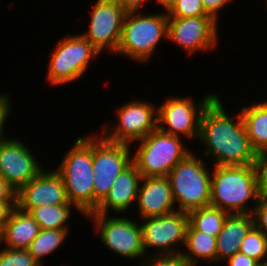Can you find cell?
Instances as JSON below:
<instances>
[{"mask_svg": "<svg viewBox=\"0 0 267 266\" xmlns=\"http://www.w3.org/2000/svg\"><path fill=\"white\" fill-rule=\"evenodd\" d=\"M222 104L217 95L202 112L198 141L206 146L203 154L213 157L211 161L215 166L251 165L256 151L250 143L242 115L237 113L234 120Z\"/></svg>", "mask_w": 267, "mask_h": 266, "instance_id": "obj_1", "label": "cell"}, {"mask_svg": "<svg viewBox=\"0 0 267 266\" xmlns=\"http://www.w3.org/2000/svg\"><path fill=\"white\" fill-rule=\"evenodd\" d=\"M211 174L210 205L229 214H252L259 200L253 164L215 166ZM252 199L250 211L248 202Z\"/></svg>", "mask_w": 267, "mask_h": 266, "instance_id": "obj_2", "label": "cell"}, {"mask_svg": "<svg viewBox=\"0 0 267 266\" xmlns=\"http://www.w3.org/2000/svg\"><path fill=\"white\" fill-rule=\"evenodd\" d=\"M92 164L93 135H87L75 141L56 168L63 178L69 202L85 216L94 212Z\"/></svg>", "mask_w": 267, "mask_h": 266, "instance_id": "obj_3", "label": "cell"}, {"mask_svg": "<svg viewBox=\"0 0 267 266\" xmlns=\"http://www.w3.org/2000/svg\"><path fill=\"white\" fill-rule=\"evenodd\" d=\"M167 30V12L154 15H145L140 11L127 12L116 54L146 62L153 55L161 38L167 39Z\"/></svg>", "mask_w": 267, "mask_h": 266, "instance_id": "obj_4", "label": "cell"}, {"mask_svg": "<svg viewBox=\"0 0 267 266\" xmlns=\"http://www.w3.org/2000/svg\"><path fill=\"white\" fill-rule=\"evenodd\" d=\"M208 170L206 161L193 152L172 168L167 177L174 201L179 204L177 211L188 213L210 205L211 174Z\"/></svg>", "mask_w": 267, "mask_h": 266, "instance_id": "obj_5", "label": "cell"}, {"mask_svg": "<svg viewBox=\"0 0 267 266\" xmlns=\"http://www.w3.org/2000/svg\"><path fill=\"white\" fill-rule=\"evenodd\" d=\"M180 139V136L169 135L156 129L136 141L139 142V147L132 156V162L141 176H168L172 168L190 153Z\"/></svg>", "mask_w": 267, "mask_h": 266, "instance_id": "obj_6", "label": "cell"}, {"mask_svg": "<svg viewBox=\"0 0 267 266\" xmlns=\"http://www.w3.org/2000/svg\"><path fill=\"white\" fill-rule=\"evenodd\" d=\"M101 53L82 35L68 34L50 54L47 78L50 85H64L82 78L91 60Z\"/></svg>", "mask_w": 267, "mask_h": 266, "instance_id": "obj_7", "label": "cell"}, {"mask_svg": "<svg viewBox=\"0 0 267 266\" xmlns=\"http://www.w3.org/2000/svg\"><path fill=\"white\" fill-rule=\"evenodd\" d=\"M93 137L94 211L106 197L115 178L132 163L131 145Z\"/></svg>", "mask_w": 267, "mask_h": 266, "instance_id": "obj_8", "label": "cell"}, {"mask_svg": "<svg viewBox=\"0 0 267 266\" xmlns=\"http://www.w3.org/2000/svg\"><path fill=\"white\" fill-rule=\"evenodd\" d=\"M216 96L207 94L197 105L189 96L167 98L157 107V129L169 135L198 139L202 112Z\"/></svg>", "mask_w": 267, "mask_h": 266, "instance_id": "obj_9", "label": "cell"}, {"mask_svg": "<svg viewBox=\"0 0 267 266\" xmlns=\"http://www.w3.org/2000/svg\"><path fill=\"white\" fill-rule=\"evenodd\" d=\"M86 217L94 221V228L107 249L126 258H148L143 248L141 226L128 216L88 214Z\"/></svg>", "mask_w": 267, "mask_h": 266, "instance_id": "obj_10", "label": "cell"}, {"mask_svg": "<svg viewBox=\"0 0 267 266\" xmlns=\"http://www.w3.org/2000/svg\"><path fill=\"white\" fill-rule=\"evenodd\" d=\"M142 221L144 223H141L140 226L145 253L148 252L146 249L158 248L156 250L159 252L155 251L153 256L181 254L183 250L178 251L175 245H185L189 224L187 212L175 211L167 215L145 218Z\"/></svg>", "mask_w": 267, "mask_h": 266, "instance_id": "obj_11", "label": "cell"}, {"mask_svg": "<svg viewBox=\"0 0 267 266\" xmlns=\"http://www.w3.org/2000/svg\"><path fill=\"white\" fill-rule=\"evenodd\" d=\"M116 126L104 125L101 135L114 143L131 144L157 129V108L154 104L135 100L118 108ZM110 128V129H109Z\"/></svg>", "mask_w": 267, "mask_h": 266, "instance_id": "obj_12", "label": "cell"}, {"mask_svg": "<svg viewBox=\"0 0 267 266\" xmlns=\"http://www.w3.org/2000/svg\"><path fill=\"white\" fill-rule=\"evenodd\" d=\"M89 29L82 35L100 52L117 53L126 11L115 0H96Z\"/></svg>", "mask_w": 267, "mask_h": 266, "instance_id": "obj_13", "label": "cell"}, {"mask_svg": "<svg viewBox=\"0 0 267 266\" xmlns=\"http://www.w3.org/2000/svg\"><path fill=\"white\" fill-rule=\"evenodd\" d=\"M216 23L211 16L168 17L167 40L178 44L188 54L210 51L219 39Z\"/></svg>", "mask_w": 267, "mask_h": 266, "instance_id": "obj_14", "label": "cell"}, {"mask_svg": "<svg viewBox=\"0 0 267 266\" xmlns=\"http://www.w3.org/2000/svg\"><path fill=\"white\" fill-rule=\"evenodd\" d=\"M21 140H0V176L15 190L35 178L44 168Z\"/></svg>", "mask_w": 267, "mask_h": 266, "instance_id": "obj_15", "label": "cell"}, {"mask_svg": "<svg viewBox=\"0 0 267 266\" xmlns=\"http://www.w3.org/2000/svg\"><path fill=\"white\" fill-rule=\"evenodd\" d=\"M63 204L72 203L68 200L63 178L55 169L53 171L43 169L16 193V206L18 208Z\"/></svg>", "mask_w": 267, "mask_h": 266, "instance_id": "obj_16", "label": "cell"}, {"mask_svg": "<svg viewBox=\"0 0 267 266\" xmlns=\"http://www.w3.org/2000/svg\"><path fill=\"white\" fill-rule=\"evenodd\" d=\"M137 194L140 218L158 217L177 211L167 176L142 177ZM141 186V187H140Z\"/></svg>", "mask_w": 267, "mask_h": 266, "instance_id": "obj_17", "label": "cell"}, {"mask_svg": "<svg viewBox=\"0 0 267 266\" xmlns=\"http://www.w3.org/2000/svg\"><path fill=\"white\" fill-rule=\"evenodd\" d=\"M142 176L132 162L116 178L109 193L99 203L97 209L89 214L108 215L109 210L124 213L137 200V194Z\"/></svg>", "mask_w": 267, "mask_h": 266, "instance_id": "obj_18", "label": "cell"}, {"mask_svg": "<svg viewBox=\"0 0 267 266\" xmlns=\"http://www.w3.org/2000/svg\"><path fill=\"white\" fill-rule=\"evenodd\" d=\"M253 227L252 214H229L216 237V262L227 260L239 252L243 239Z\"/></svg>", "mask_w": 267, "mask_h": 266, "instance_id": "obj_19", "label": "cell"}, {"mask_svg": "<svg viewBox=\"0 0 267 266\" xmlns=\"http://www.w3.org/2000/svg\"><path fill=\"white\" fill-rule=\"evenodd\" d=\"M39 224L26 211L15 206L1 231V244L4 242L9 249H28L38 236Z\"/></svg>", "mask_w": 267, "mask_h": 266, "instance_id": "obj_20", "label": "cell"}, {"mask_svg": "<svg viewBox=\"0 0 267 266\" xmlns=\"http://www.w3.org/2000/svg\"><path fill=\"white\" fill-rule=\"evenodd\" d=\"M240 113L253 149H267V102L243 107Z\"/></svg>", "mask_w": 267, "mask_h": 266, "instance_id": "obj_21", "label": "cell"}, {"mask_svg": "<svg viewBox=\"0 0 267 266\" xmlns=\"http://www.w3.org/2000/svg\"><path fill=\"white\" fill-rule=\"evenodd\" d=\"M185 246L186 249L181 252V255L192 266H196L199 259L216 262V237L195 230L190 224H188L186 231Z\"/></svg>", "mask_w": 267, "mask_h": 266, "instance_id": "obj_22", "label": "cell"}, {"mask_svg": "<svg viewBox=\"0 0 267 266\" xmlns=\"http://www.w3.org/2000/svg\"><path fill=\"white\" fill-rule=\"evenodd\" d=\"M73 204L40 206L37 208H19L28 212L39 224L40 229L68 230V220ZM67 223V224H66Z\"/></svg>", "mask_w": 267, "mask_h": 266, "instance_id": "obj_23", "label": "cell"}, {"mask_svg": "<svg viewBox=\"0 0 267 266\" xmlns=\"http://www.w3.org/2000/svg\"><path fill=\"white\" fill-rule=\"evenodd\" d=\"M229 213L214 206H206L188 212L189 224L195 229L217 237Z\"/></svg>", "mask_w": 267, "mask_h": 266, "instance_id": "obj_24", "label": "cell"}, {"mask_svg": "<svg viewBox=\"0 0 267 266\" xmlns=\"http://www.w3.org/2000/svg\"><path fill=\"white\" fill-rule=\"evenodd\" d=\"M68 230L40 229L38 236L28 247L30 255L42 266L43 257L56 251L66 239Z\"/></svg>", "mask_w": 267, "mask_h": 266, "instance_id": "obj_25", "label": "cell"}, {"mask_svg": "<svg viewBox=\"0 0 267 266\" xmlns=\"http://www.w3.org/2000/svg\"><path fill=\"white\" fill-rule=\"evenodd\" d=\"M240 252L259 263H267V239L255 226L247 233L240 246Z\"/></svg>", "mask_w": 267, "mask_h": 266, "instance_id": "obj_26", "label": "cell"}, {"mask_svg": "<svg viewBox=\"0 0 267 266\" xmlns=\"http://www.w3.org/2000/svg\"><path fill=\"white\" fill-rule=\"evenodd\" d=\"M0 266H41L27 249L0 250Z\"/></svg>", "mask_w": 267, "mask_h": 266, "instance_id": "obj_27", "label": "cell"}, {"mask_svg": "<svg viewBox=\"0 0 267 266\" xmlns=\"http://www.w3.org/2000/svg\"><path fill=\"white\" fill-rule=\"evenodd\" d=\"M167 14L178 18L210 16L205 12L202 0H176Z\"/></svg>", "mask_w": 267, "mask_h": 266, "instance_id": "obj_28", "label": "cell"}, {"mask_svg": "<svg viewBox=\"0 0 267 266\" xmlns=\"http://www.w3.org/2000/svg\"><path fill=\"white\" fill-rule=\"evenodd\" d=\"M257 189L260 195L267 194V149L256 152L253 161Z\"/></svg>", "mask_w": 267, "mask_h": 266, "instance_id": "obj_29", "label": "cell"}, {"mask_svg": "<svg viewBox=\"0 0 267 266\" xmlns=\"http://www.w3.org/2000/svg\"><path fill=\"white\" fill-rule=\"evenodd\" d=\"M152 257V258H151ZM141 261V266H192L181 254L178 255H164L153 256ZM146 261V262H144Z\"/></svg>", "mask_w": 267, "mask_h": 266, "instance_id": "obj_30", "label": "cell"}, {"mask_svg": "<svg viewBox=\"0 0 267 266\" xmlns=\"http://www.w3.org/2000/svg\"><path fill=\"white\" fill-rule=\"evenodd\" d=\"M254 226L261 231L267 239V194L260 195L252 213Z\"/></svg>", "mask_w": 267, "mask_h": 266, "instance_id": "obj_31", "label": "cell"}, {"mask_svg": "<svg viewBox=\"0 0 267 266\" xmlns=\"http://www.w3.org/2000/svg\"><path fill=\"white\" fill-rule=\"evenodd\" d=\"M8 93L3 94L0 93V140L6 139L4 137L3 131H4V124L7 120V117L9 116V112L11 111V103L9 101Z\"/></svg>", "mask_w": 267, "mask_h": 266, "instance_id": "obj_32", "label": "cell"}, {"mask_svg": "<svg viewBox=\"0 0 267 266\" xmlns=\"http://www.w3.org/2000/svg\"><path fill=\"white\" fill-rule=\"evenodd\" d=\"M233 0H202L205 12L213 17L216 21L219 17L218 12H220V9L225 8L224 6L231 3Z\"/></svg>", "mask_w": 267, "mask_h": 266, "instance_id": "obj_33", "label": "cell"}, {"mask_svg": "<svg viewBox=\"0 0 267 266\" xmlns=\"http://www.w3.org/2000/svg\"><path fill=\"white\" fill-rule=\"evenodd\" d=\"M227 262V266H258L260 264L254 258L248 257L240 251L228 258Z\"/></svg>", "mask_w": 267, "mask_h": 266, "instance_id": "obj_34", "label": "cell"}, {"mask_svg": "<svg viewBox=\"0 0 267 266\" xmlns=\"http://www.w3.org/2000/svg\"><path fill=\"white\" fill-rule=\"evenodd\" d=\"M16 206V201H0V232L8 221L12 209Z\"/></svg>", "mask_w": 267, "mask_h": 266, "instance_id": "obj_35", "label": "cell"}, {"mask_svg": "<svg viewBox=\"0 0 267 266\" xmlns=\"http://www.w3.org/2000/svg\"><path fill=\"white\" fill-rule=\"evenodd\" d=\"M15 191L1 176H0V201H16Z\"/></svg>", "mask_w": 267, "mask_h": 266, "instance_id": "obj_36", "label": "cell"}, {"mask_svg": "<svg viewBox=\"0 0 267 266\" xmlns=\"http://www.w3.org/2000/svg\"><path fill=\"white\" fill-rule=\"evenodd\" d=\"M126 12L139 11L149 0H115ZM146 2V3H145Z\"/></svg>", "mask_w": 267, "mask_h": 266, "instance_id": "obj_37", "label": "cell"}, {"mask_svg": "<svg viewBox=\"0 0 267 266\" xmlns=\"http://www.w3.org/2000/svg\"><path fill=\"white\" fill-rule=\"evenodd\" d=\"M176 0H157V3L165 8V12H168L171 7L175 4Z\"/></svg>", "mask_w": 267, "mask_h": 266, "instance_id": "obj_38", "label": "cell"}, {"mask_svg": "<svg viewBox=\"0 0 267 266\" xmlns=\"http://www.w3.org/2000/svg\"><path fill=\"white\" fill-rule=\"evenodd\" d=\"M258 266H267V263H260Z\"/></svg>", "mask_w": 267, "mask_h": 266, "instance_id": "obj_39", "label": "cell"}]
</instances>
